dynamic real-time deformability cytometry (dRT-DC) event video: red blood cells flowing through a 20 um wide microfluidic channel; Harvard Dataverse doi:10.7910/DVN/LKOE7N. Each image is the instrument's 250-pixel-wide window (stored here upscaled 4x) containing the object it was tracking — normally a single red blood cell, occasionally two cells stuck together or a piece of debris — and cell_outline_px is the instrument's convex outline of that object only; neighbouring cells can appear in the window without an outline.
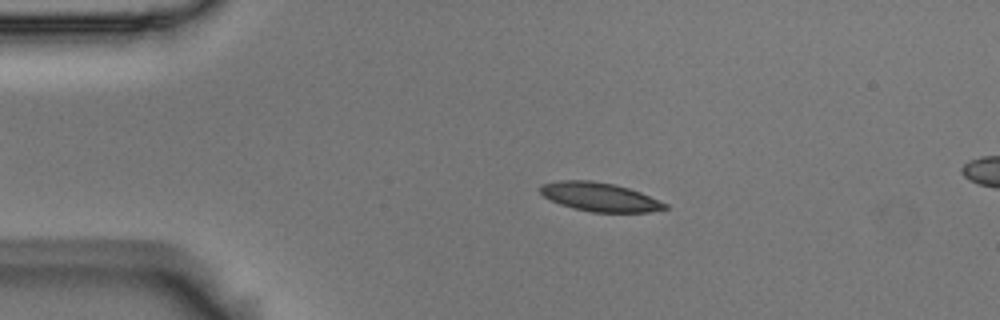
{"species": "Egyptian fruit bat (a non-hibernating species)", "species_latin": "Rousettus aegyptiacus", "temperature_condition": "room temperature", "stored_images_in_passage": 55, "segment_of_instrument_passage": [1, 2], "camera_frame_rate_fps": 3000, "um_per_image_px": 0.085, "animal": {"sex": "male"}, "frame": {"image": 1, "passage_image": 10, "time_ms": 3.0, "image_size_px": [1000, 320], "cell_outline_px": [[668, 208], [648, 212], [592, 212], [572, 208], [560, 204], [544, 196], [540, 192], [540, 184], [560, 180], [592, 180], [616, 184], [640, 192], [668, 204]], "centroid_in_image_um": [50.97, 16.73], "position_along_channel_um": 34.0, "area_um2": 20.92}}
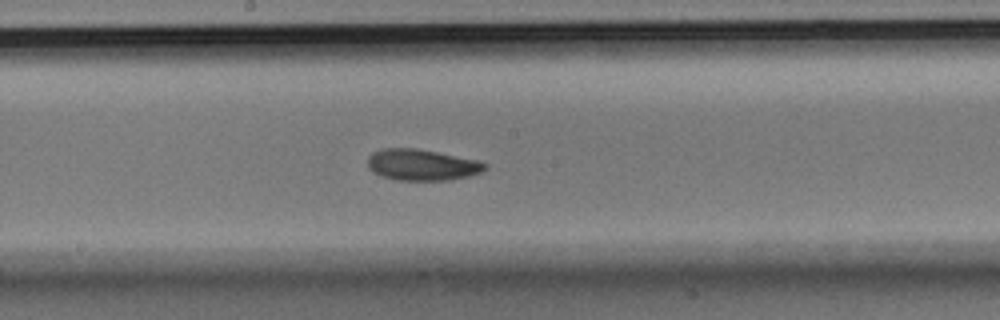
{"frame": {"image": 2, "passage_image": 28, "time_ms": 9.0, "image_size_px": [1000, 320], "cell_outline_px": [[488, 168], [480, 172], [468, 176], [452, 180], [396, 180], [372, 172], [368, 168], [368, 156], [372, 152], [384, 148], [416, 148], [480, 160], [488, 164]], "centroid_in_image_um": [35.88, 14.01], "position_along_channel_um": 212.3, "area_um2": 21.5}}
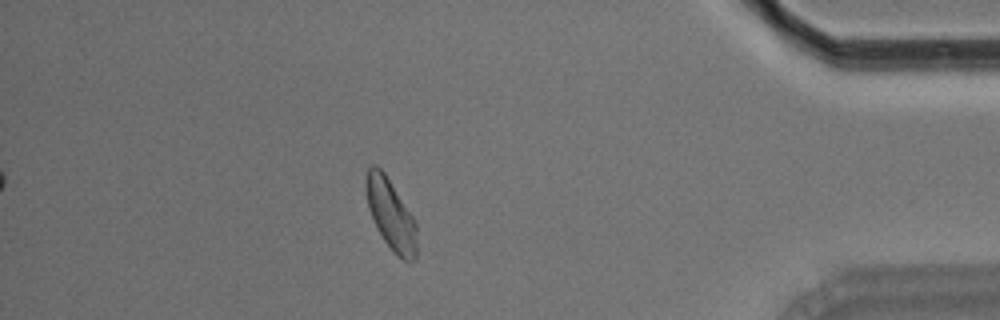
{"frame": {"image": 3, "passage_image": 47, "time_ms": 15.333, "image_size_px": [1000, 320], "cell_outline_px": [[416, 256], [412, 260], [404, 260], [384, 240], [368, 208], [364, 188], [364, 180], [368, 168], [372, 164], [376, 164], [384, 172], [412, 216], [416, 224]], "centroid_in_image_um": [33.18, 18.14], "position_along_channel_um": 402.0, "area_um2": 20.35}}